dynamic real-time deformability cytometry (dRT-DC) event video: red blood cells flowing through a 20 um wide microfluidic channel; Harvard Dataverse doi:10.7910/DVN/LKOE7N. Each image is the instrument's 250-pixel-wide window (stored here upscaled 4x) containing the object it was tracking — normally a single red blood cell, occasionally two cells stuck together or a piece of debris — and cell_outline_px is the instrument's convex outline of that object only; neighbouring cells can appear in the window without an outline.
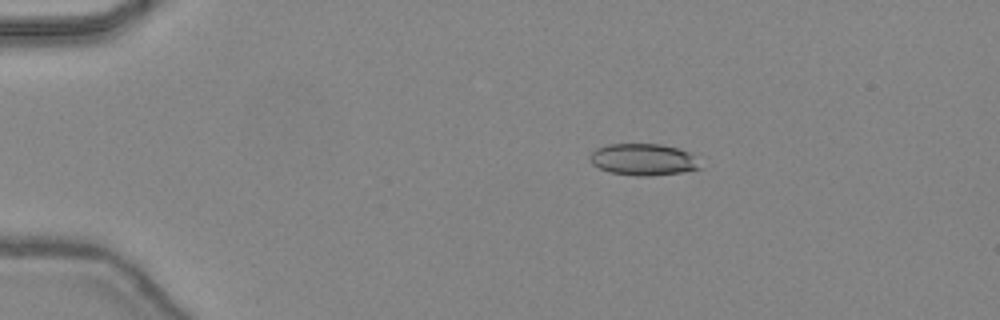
{"species": "common noctule bat (a hibernating species)", "species_latin": "Nyctalus noctula", "temperature_condition": "warm", "stored_images_in_passage": 47, "camera_frame_rate_fps": 3000, "um_per_image_px": 0.085, "animal": {"sex": "female", "body_mass_g": 24.6, "forearm_length_mm": 56.2}, "frame": {"image": 1, "passage_image": 10, "time_ms": 3.0, "image_size_px": [1000, 320], "cell_outline_px": [[704, 168], [680, 172], [648, 176], [636, 176], [608, 172], [592, 164], [588, 156], [596, 148], [608, 144], [660, 144], [676, 148], [688, 152]], "centroid_in_image_um": [54.64, 13.56], "position_along_channel_um": 30.4, "area_um2": 20.29}}
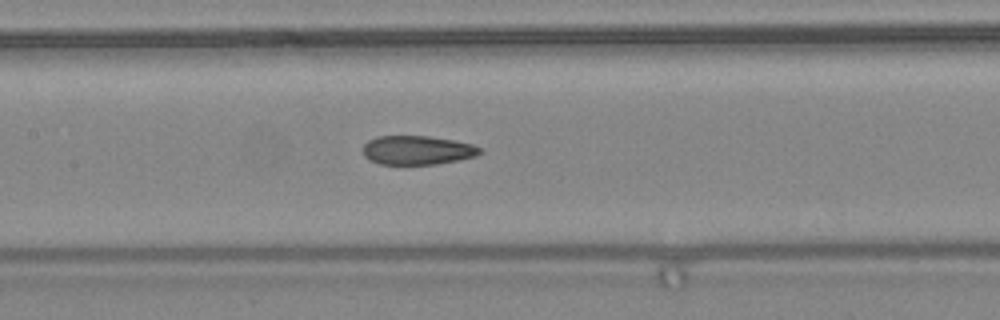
{"frame": {"image": 2, "passage_image": 24, "time_ms": 7.667, "image_size_px": [1000, 320], "cell_outline_px": [[484, 152], [476, 156], [460, 160], [436, 164], [380, 164], [368, 160], [364, 156], [364, 144], [368, 140], [376, 136], [428, 136], [452, 140], [472, 144], [480, 148]], "centroid_in_image_um": [35.47, 12.77], "position_along_channel_um": 171.9, "area_um2": 19.83}}
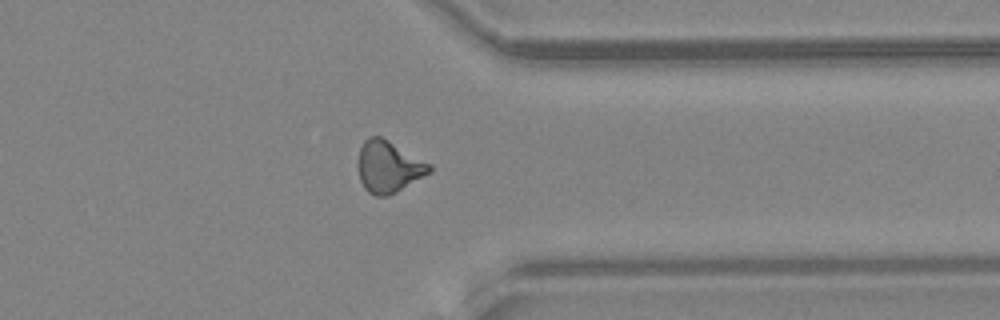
{"frame": {"image": 3, "passage_image": 38, "time_ms": 12.333, "image_size_px": [1000, 320], "cell_outline_px": [[432, 172], [396, 192], [388, 196], [376, 196], [368, 192], [364, 188], [360, 180], [356, 164], [360, 148], [364, 140], [372, 136], [380, 136], [388, 140], [432, 164]], "centroid_in_image_um": [33.02, 14.18], "position_along_channel_um": 378.4, "area_um2": 21.73}, "authors_computed_cell_mechanics": {"area_um2": 20.5768, "velocity_mm_per_s": 4.5166, "shape_relaxation_time_tau1_ms": null, "shape_relaxation_time_tau2_ms": 2.3373, "deformation_change_tau1": null, "deformation_change_tau2": 0.0803}}